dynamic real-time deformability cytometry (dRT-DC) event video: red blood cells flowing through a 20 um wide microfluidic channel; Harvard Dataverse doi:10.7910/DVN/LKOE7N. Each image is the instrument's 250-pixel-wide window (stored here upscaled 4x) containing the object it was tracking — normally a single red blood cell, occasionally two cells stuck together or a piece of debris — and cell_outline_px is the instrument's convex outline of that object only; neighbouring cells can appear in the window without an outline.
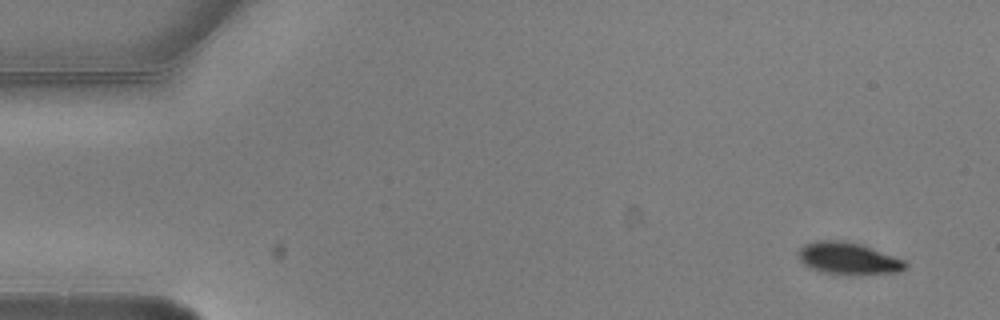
{"species": "common noctule bat (a hibernating species)", "species_latin": "Nyctalus noctula", "temperature_condition": "warm", "stored_images_in_passage": 6, "camera_frame_rate_fps": 3000, "um_per_image_px": 0.085, "animal": {"sex": "male", "body_mass_g": 20.5, "forearm_length_mm": 52.5}, "frame": {"image": 1, "passage_image": 1, "time_ms": 0.0, "image_size_px": [1000, 320], "cell_outline_px": [[908, 268], [900, 272], [824, 272], [808, 268], [800, 260], [796, 252], [804, 244], [820, 240], [844, 240], [860, 244], [904, 260], [908, 264]], "centroid_in_image_um": [72.05, 21.92], "position_along_channel_um": 12.9, "area_um2": 19.25}}
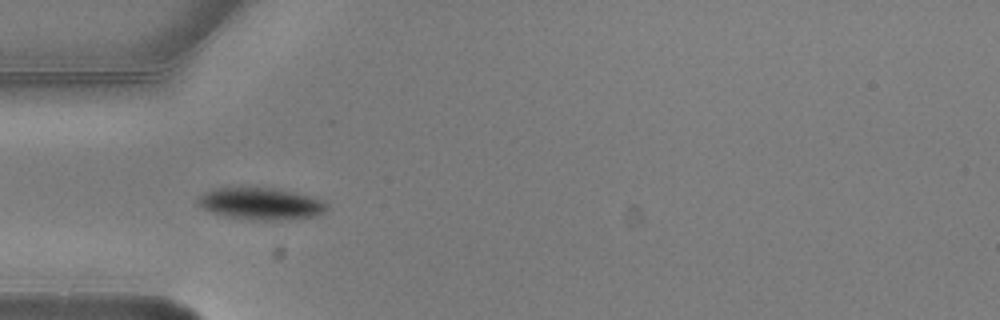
{"frame": {"image": 2, "passage_image": 5, "time_ms": 1.333, "image_size_px": [1000, 320], "cell_outline_px": [[328, 208], [324, 212], [316, 216], [280, 220], [260, 220], [224, 216], [212, 212], [204, 208], [196, 200], [196, 196], [204, 192], [216, 188], [276, 188], [296, 192], [312, 196], [324, 200], [328, 204]], "centroid_in_image_um": [22.21, 17.31], "position_along_channel_um": 62.8, "area_um2": 24.04}}
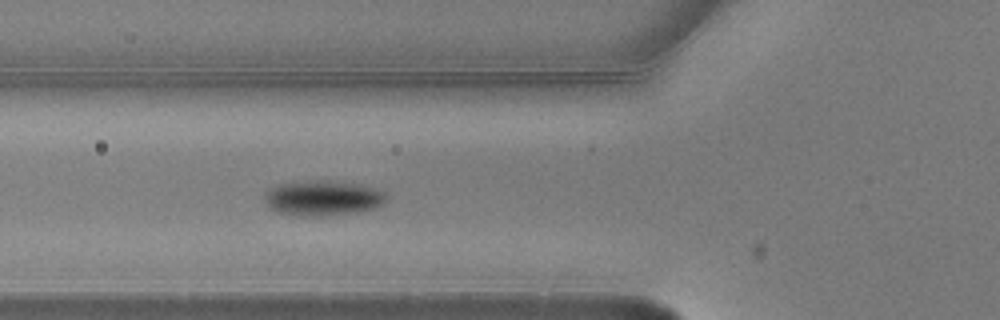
{"frame": {"image": 3, "passage_image": 6, "time_ms": 1.667, "image_size_px": [1000, 320], "cell_outline_px": [[388, 200], [384, 204], [372, 208], [356, 212], [328, 216], [300, 216], [276, 212], [268, 208], [264, 200], [264, 192], [280, 184], [320, 180], [328, 180], [352, 184], [372, 188], [384, 192], [388, 196]], "centroid_in_image_um": [27.41, 16.86], "position_along_channel_um": 98.4, "area_um2": 24.85}}